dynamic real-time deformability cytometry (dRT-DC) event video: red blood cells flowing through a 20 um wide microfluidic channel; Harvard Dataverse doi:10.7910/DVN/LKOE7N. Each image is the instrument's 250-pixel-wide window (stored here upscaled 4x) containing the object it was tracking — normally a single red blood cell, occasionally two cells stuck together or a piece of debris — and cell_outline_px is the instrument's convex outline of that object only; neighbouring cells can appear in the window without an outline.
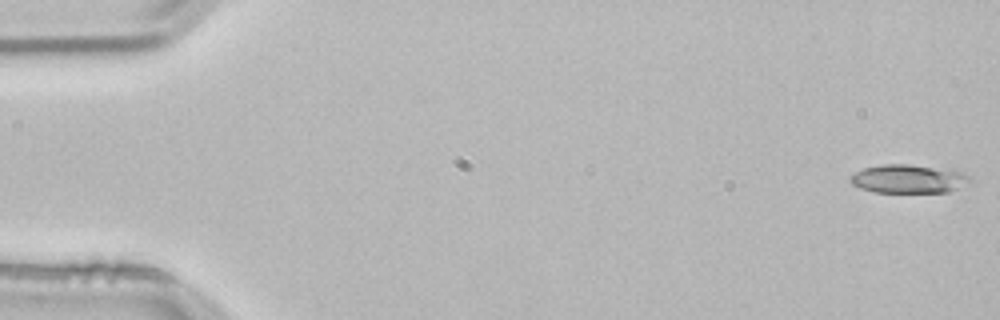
{"species": "common noctule bat (a hibernating species)", "species_latin": "Nyctalus noctula", "temperature_condition": "room temperature", "stored_images_in_passage": 48, "camera_frame_rate_fps": 3000, "um_per_image_px": 0.085, "animal": {"sex": "male", "body_mass_g": 21.5, "forearm_length_mm": 52.0}, "frame": {"image": 1, "passage_image": 1, "time_ms": 0.0, "image_size_px": [1000, 320], "cell_outline_px": [[972, 180], [948, 192], [876, 192], [860, 188], [852, 184], [848, 180], [856, 172], [864, 168], [880, 164], [908, 164], [952, 168], [968, 176]], "centroid_in_image_um": [77.22, 15.18], "position_along_channel_um": 7.8, "area_um2": 19.94}}
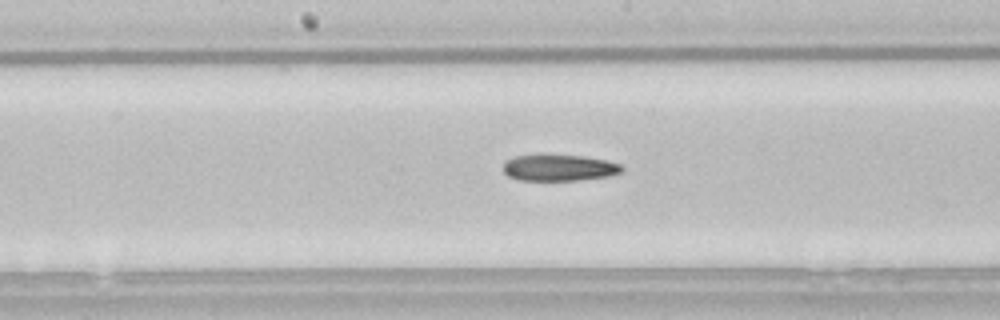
{"frame": {"image": 2, "passage_image": 27, "time_ms": 8.667, "image_size_px": [1000, 320], "cell_outline_px": [[624, 168], [620, 172], [608, 176], [580, 180], [520, 180], [508, 176], [504, 172], [504, 164], [508, 160], [516, 156], [584, 156], [608, 160], [620, 164]], "centroid_in_image_um": [47.57, 14.27], "position_along_channel_um": 200.6, "area_um2": 17.8}}
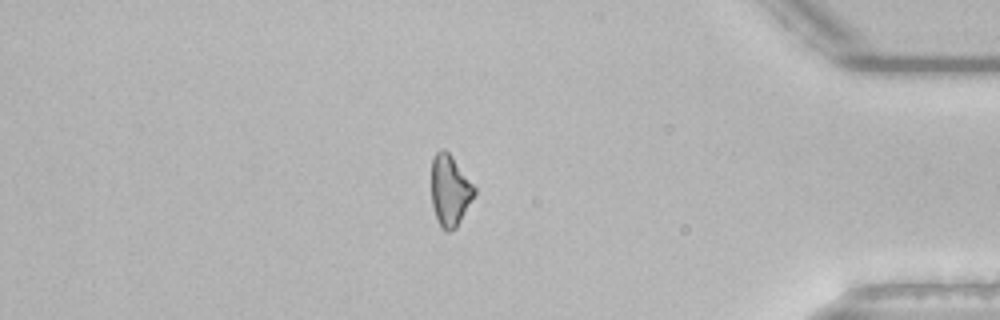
{"frame": {"image": 3, "passage_image": 45, "time_ms": 14.667, "image_size_px": [1000, 320], "cell_outline_px": [[476, 192], [456, 228], [448, 232], [444, 232], [440, 228], [432, 204], [432, 156], [440, 148], [444, 148], [452, 156], [476, 188]], "centroid_in_image_um": [38.23, 16.19], "position_along_channel_um": 397.0, "area_um2": 17.8}, "authors_computed_cell_mechanics": {"area_um2": 19.074, "velocity_mm_per_s": 3.8487, "shape_relaxation_time_tau1_ms": null, "shape_relaxation_time_tau2_ms": 10.501, "deformation_change_tau1": null, "deformation_change_tau2": 0.2464}}